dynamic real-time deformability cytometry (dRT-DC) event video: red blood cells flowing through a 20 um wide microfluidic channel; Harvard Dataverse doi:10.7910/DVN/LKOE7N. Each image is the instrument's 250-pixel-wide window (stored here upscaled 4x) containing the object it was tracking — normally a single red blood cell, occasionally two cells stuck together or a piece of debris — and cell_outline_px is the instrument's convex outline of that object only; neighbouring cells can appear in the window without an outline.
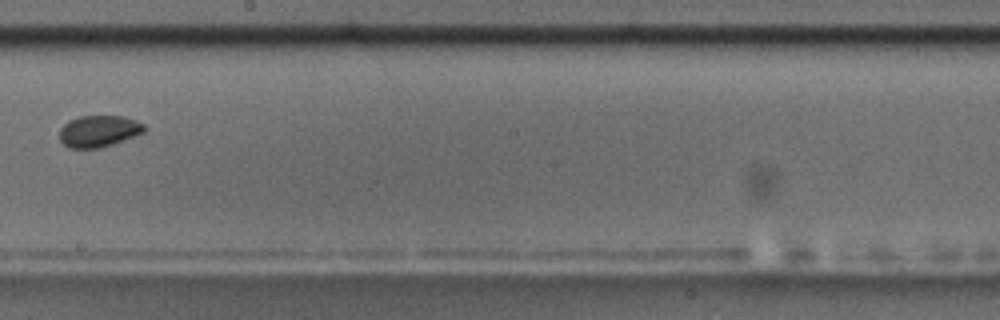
{"species": "common noctule bat (a hibernating species)", "species_latin": "Nyctalus noctula", "temperature_condition": "room temperature", "stored_images_in_passage": 15, "camera_frame_rate_fps": 3000, "um_per_image_px": 0.085, "animal": {"sex": "male", "body_mass_g": 17.5, "forearm_length_mm": 52.3}, "frame": {"image": 1, "passage_image": 9, "time_ms": 2.667, "image_size_px": [1000, 320], "cell_outline_px": [[148, 128], [144, 132], [136, 136], [100, 148], [68, 148], [60, 140], [60, 128], [68, 120], [80, 116], [120, 116], [136, 120], [144, 124]], "centroid_in_image_um": [8.41, 11.15], "position_along_channel_um": 239.8, "area_um2": 15.72}}